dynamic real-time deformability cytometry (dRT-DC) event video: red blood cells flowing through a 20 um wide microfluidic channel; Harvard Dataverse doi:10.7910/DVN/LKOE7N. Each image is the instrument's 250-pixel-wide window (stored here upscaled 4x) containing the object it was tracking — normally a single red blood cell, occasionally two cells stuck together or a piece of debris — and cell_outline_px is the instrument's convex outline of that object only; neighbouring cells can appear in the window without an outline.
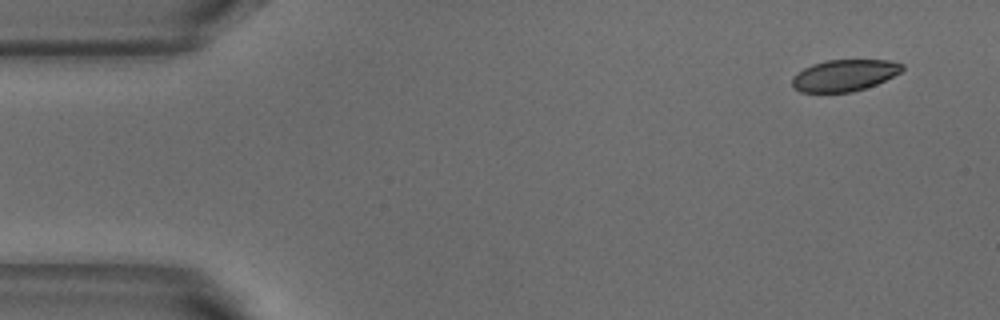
{"species": "common noctule bat (a hibernating species)", "species_latin": "Nyctalus noctula", "temperature_condition": "warm", "stored_images_in_passage": 3, "camera_frame_rate_fps": 3000, "um_per_image_px": 0.085, "animal": {"sex": "male", "body_mass_g": 18.8}, "frame": {"image": 1, "passage_image": 1, "time_ms": 0.0, "image_size_px": [1000, 320], "cell_outline_px": [[904, 68], [900, 72], [876, 84], [852, 92], [800, 92], [792, 88], [792, 76], [796, 72], [812, 64], [828, 60], [888, 60], [904, 64]], "centroid_in_image_um": [71.73, 6.4], "position_along_channel_um": 13.3, "area_um2": 20.23}}